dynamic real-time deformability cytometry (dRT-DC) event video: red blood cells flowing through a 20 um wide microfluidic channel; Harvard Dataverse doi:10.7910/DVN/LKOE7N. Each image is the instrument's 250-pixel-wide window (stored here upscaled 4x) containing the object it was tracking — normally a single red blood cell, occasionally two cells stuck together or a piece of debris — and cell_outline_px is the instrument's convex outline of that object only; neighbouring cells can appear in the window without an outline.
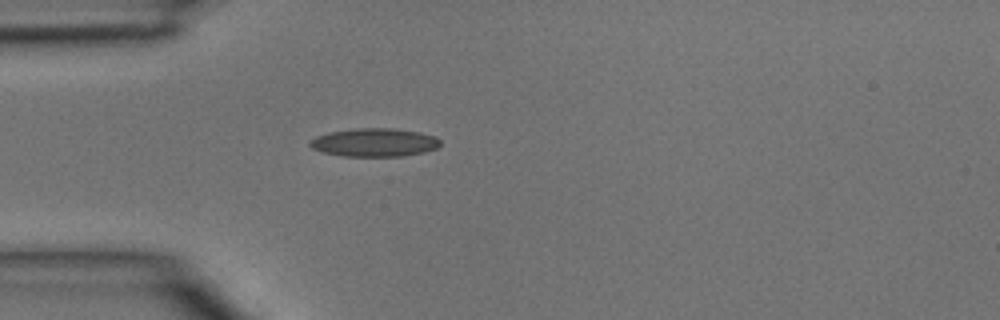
{"species": "common noctule bat (a hibernating species)", "species_latin": "Nyctalus noctula", "temperature_condition": "room temperature", "stored_images_in_passage": 1, "camera_frame_rate_fps": 3000, "um_per_image_px": 0.085, "animal": {"sex": "male", "body_mass_g": 15.6}, "frame": {"image": 1, "passage_image": 1, "time_ms": 0.0, "image_size_px": [1000, 320], "cell_outline_px": [[440, 144], [436, 148], [424, 152], [404, 156], [344, 156], [324, 152], [312, 148], [308, 144], [308, 140], [316, 136], [328, 132], [356, 128], [392, 128], [420, 132], [436, 136], [440, 140]], "centroid_in_image_um": [31.82, 12.1], "position_along_channel_um": 53.2, "area_um2": 21.62}}